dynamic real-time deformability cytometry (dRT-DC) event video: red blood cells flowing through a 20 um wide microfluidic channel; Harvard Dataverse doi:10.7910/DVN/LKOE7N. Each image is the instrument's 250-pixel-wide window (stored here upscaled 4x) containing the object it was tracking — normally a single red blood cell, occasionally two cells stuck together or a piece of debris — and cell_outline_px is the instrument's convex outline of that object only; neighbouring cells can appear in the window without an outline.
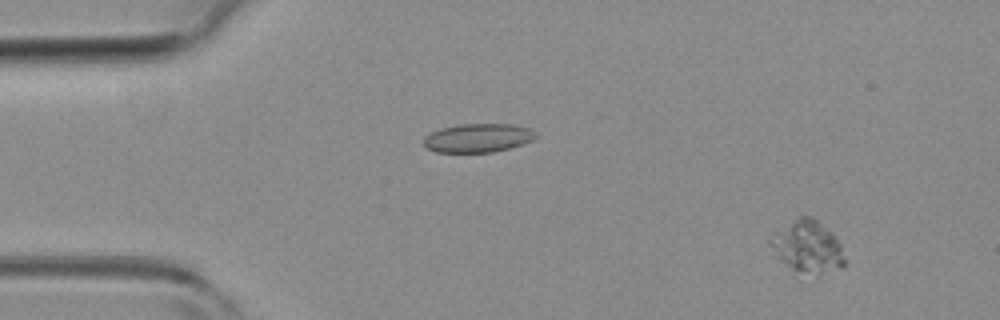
{"species": "common noctule bat (a hibernating species)", "species_latin": "Nyctalus noctula", "temperature_condition": "room temperature", "stored_images_in_passage": 35, "camera_frame_rate_fps": 3000, "um_per_image_px": 0.085, "animal": {"sex": "female", "body_mass_g": 19.3, "forearm_length_mm": 54.1}, "frame": {"image": 1, "passage_image": 5, "time_ms": 1.333, "image_size_px": [1000, 320], "cell_outline_px": [[844, 268], [816, 276], [792, 268], [768, 244], [768, 236], [800, 216], [812, 216], [836, 236], [840, 244], [844, 260]], "centroid_in_image_um": [68.68, 20.96], "position_along_channel_um": 16.3, "area_um2": 22.2}}
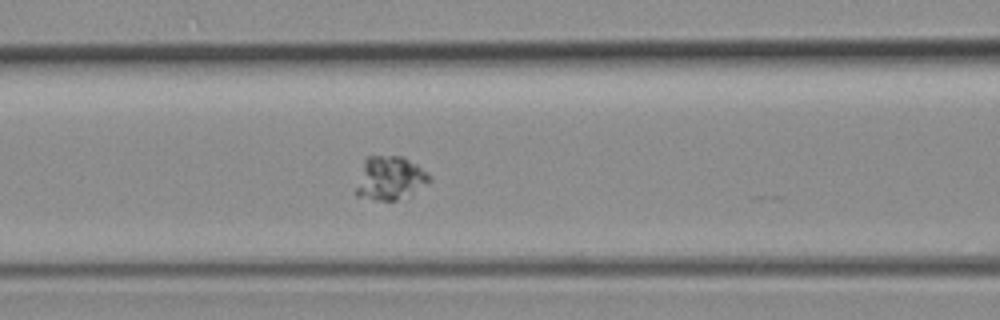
{"frame": {"image": 2, "passage_image": 22, "time_ms": 7.0, "image_size_px": [1000, 320], "cell_outline_px": [[432, 180], [412, 196], [396, 200], [376, 200], [356, 196], [356, 188], [364, 160], [368, 156], [404, 156], [428, 172], [432, 176]], "centroid_in_image_um": [33.21, 15.16], "position_along_channel_um": 133.4, "area_um2": 18.9}}
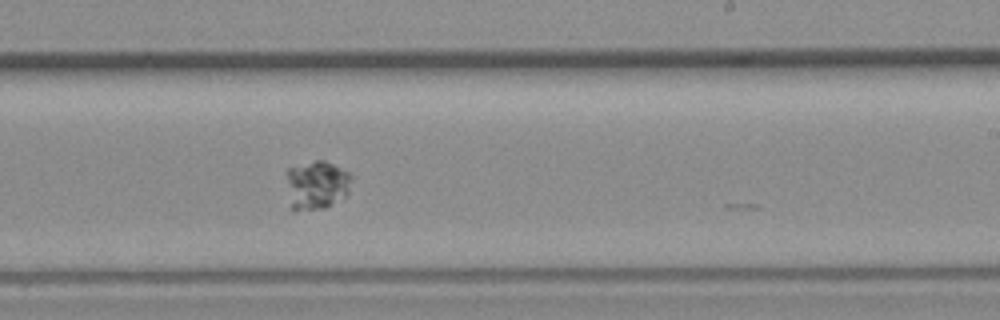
{"frame": {"image": 3, "passage_image": 32, "time_ms": 10.333, "image_size_px": [1000, 320], "cell_outline_px": [[352, 176], [348, 192], [344, 196], [324, 208], [296, 212], [292, 212], [288, 180], [288, 168], [316, 160], [324, 160], [348, 172]], "centroid_in_image_um": [26.92, 15.74], "position_along_channel_um": 262.1, "area_um2": 18.15}}